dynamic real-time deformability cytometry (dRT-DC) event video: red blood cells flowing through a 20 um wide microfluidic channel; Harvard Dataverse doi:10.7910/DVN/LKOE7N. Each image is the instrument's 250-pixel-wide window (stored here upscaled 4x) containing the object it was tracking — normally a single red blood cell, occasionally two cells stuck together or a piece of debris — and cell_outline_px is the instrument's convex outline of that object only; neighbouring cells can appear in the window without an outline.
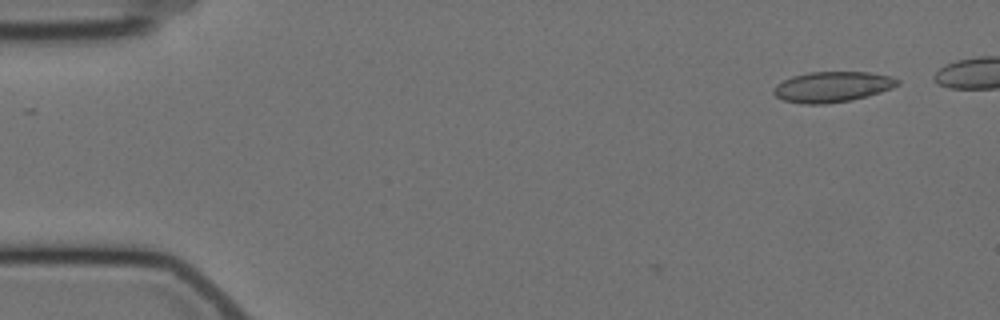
{"species": "Egyptian fruit bat (a non-hibernating species)", "species_latin": "Rousettus aegyptiacus", "temperature_condition": "cold", "stored_images_in_passage": 6, "segment_of_instrument_passage": [1, 2], "camera_frame_rate_fps": 3000, "um_per_image_px": 0.085, "animal": {"sex": "female"}, "frame": {"image": 1, "passage_image": 1, "time_ms": 0.0, "image_size_px": [1000, 320], "cell_outline_px": [[900, 84], [892, 88], [868, 96], [852, 100], [824, 104], [804, 104], [784, 100], [776, 96], [772, 92], [772, 88], [776, 84], [792, 76], [808, 72], [868, 72], [892, 76], [900, 80]], "centroid_in_image_um": [70.75, 7.38], "position_along_channel_um": 14.2, "area_um2": 22.2}}
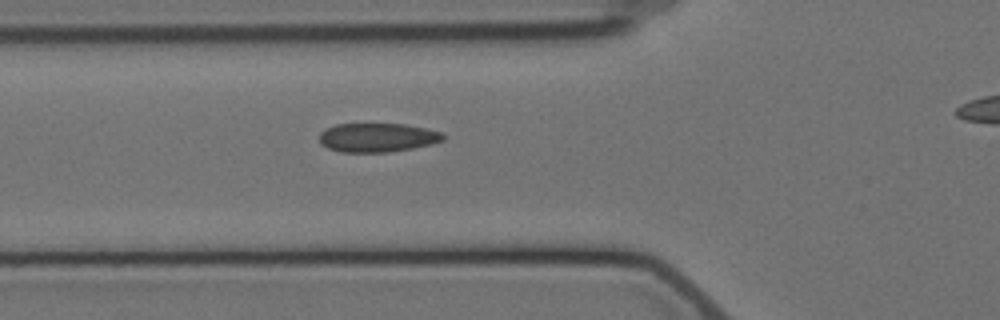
{"frame": {"image": 2, "passage_image": 5, "time_ms": 5.333, "image_size_px": [1000, 320], "cell_outline_px": [[444, 140], [432, 144], [412, 148], [388, 152], [340, 152], [328, 148], [320, 144], [320, 132], [324, 128], [336, 124], [404, 124], [424, 128], [440, 132], [444, 136]], "centroid_in_image_um": [32.04, 11.69], "position_along_channel_um": 93.8, "area_um2": 20.87}}